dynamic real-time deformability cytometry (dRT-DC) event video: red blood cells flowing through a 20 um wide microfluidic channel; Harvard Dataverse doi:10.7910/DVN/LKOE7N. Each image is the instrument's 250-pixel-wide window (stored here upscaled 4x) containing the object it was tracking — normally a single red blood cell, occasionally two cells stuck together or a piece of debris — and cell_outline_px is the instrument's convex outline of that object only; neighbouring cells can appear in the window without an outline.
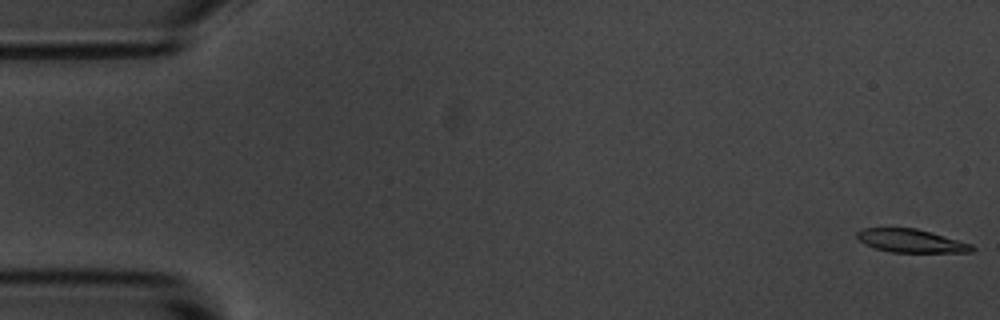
{"species": "common noctule bat (a hibernating species)", "species_latin": "Nyctalus noctula", "temperature_condition": "room temperature", "stored_images_in_passage": 5, "camera_frame_rate_fps": 3000, "um_per_image_px": 0.085, "animal": {"sex": "male", "body_mass_g": 20.1, "forearm_length_mm": 53.5}, "frame": {"image": 1, "passage_image": 1, "time_ms": 0.0, "image_size_px": [1000, 320], "cell_outline_px": [[976, 248], [972, 252], [892, 252], [876, 248], [864, 244], [856, 236], [856, 232], [860, 228], [916, 228], [932, 232], [972, 244]], "centroid_in_image_um": [77.44, 20.46], "position_along_channel_um": 7.6, "area_um2": 15.61}}
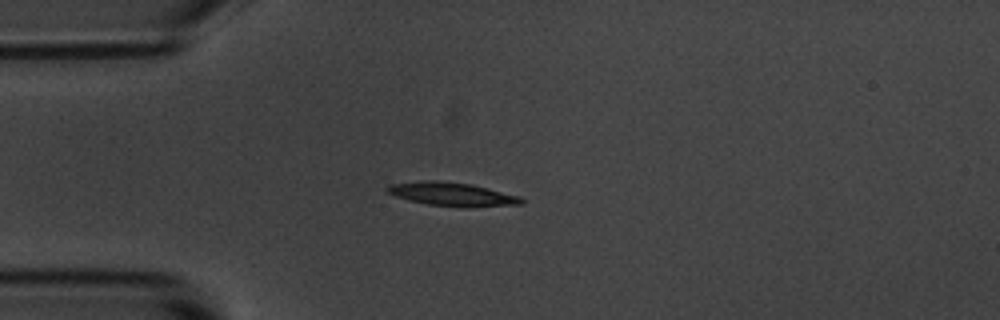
{"frame": {"image": 2, "passage_image": 5, "time_ms": 4.333, "image_size_px": [1000, 320], "cell_outline_px": [[524, 200], [520, 204], [460, 208], [428, 204], [396, 196], [388, 192], [384, 188], [392, 184], [420, 180], [436, 180], [472, 184], [520, 196]], "centroid_in_image_um": [38.44, 16.5], "position_along_channel_um": 46.6, "area_um2": 18.38}}